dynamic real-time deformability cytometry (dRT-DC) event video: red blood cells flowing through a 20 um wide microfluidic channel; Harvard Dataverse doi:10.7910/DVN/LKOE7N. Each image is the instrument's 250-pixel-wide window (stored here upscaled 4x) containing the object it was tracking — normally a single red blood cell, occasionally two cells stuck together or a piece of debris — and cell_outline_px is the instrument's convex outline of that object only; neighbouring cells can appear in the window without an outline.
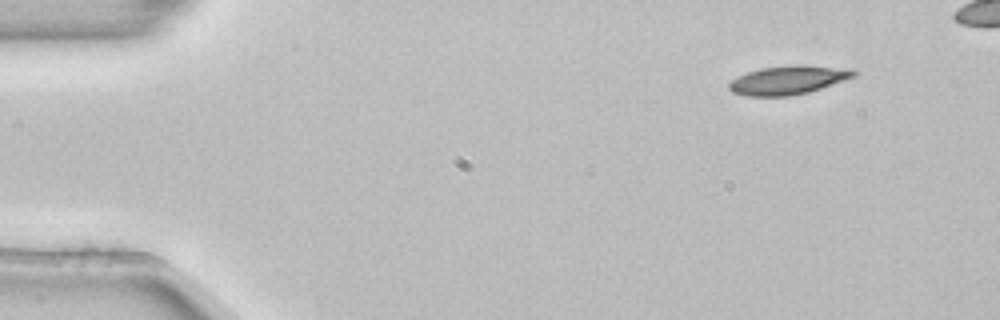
{"species": "common noctule bat (a hibernating species)", "species_latin": "Nyctalus noctula", "temperature_condition": "room temperature", "stored_images_in_passage": 4, "camera_frame_rate_fps": 3000, "um_per_image_px": 0.085, "animal": {"sex": "female", "body_mass_g": 22.7, "forearm_length_mm": 54.2}, "frame": {"image": 1, "passage_image": 1, "time_ms": 0.0, "image_size_px": [1000, 320], "cell_outline_px": [[856, 76], [808, 92], [788, 96], [748, 96], [732, 92], [728, 88], [728, 84], [732, 80], [748, 72], [760, 68], [852, 68], [856, 72]], "centroid_in_image_um": [66.93, 6.87], "position_along_channel_um": 18.1, "area_um2": 19.48}}